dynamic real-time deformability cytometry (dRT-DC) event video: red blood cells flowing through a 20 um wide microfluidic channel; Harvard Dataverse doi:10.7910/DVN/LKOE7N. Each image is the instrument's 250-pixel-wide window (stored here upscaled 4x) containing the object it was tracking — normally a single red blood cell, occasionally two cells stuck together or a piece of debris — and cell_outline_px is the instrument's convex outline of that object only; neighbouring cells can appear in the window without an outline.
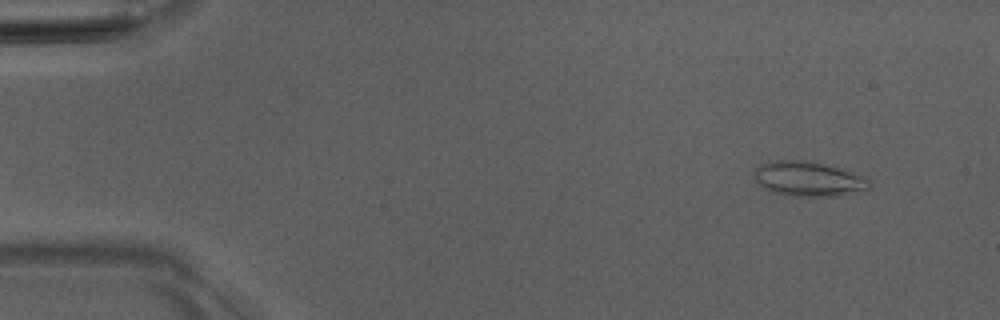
{"species": "Egyptian fruit bat (a non-hibernating species)", "species_latin": "Rousettus aegyptiacus", "temperature_condition": "room temperature", "stored_images_in_passage": 4, "camera_frame_rate_fps": 3000, "um_per_image_px": 0.085, "animal": {"sex": "male"}, "frame": {"image": 1, "passage_image": 1, "time_ms": 0.0, "image_size_px": [1000, 320], "cell_outline_px": [[872, 180], [868, 192], [836, 196], [796, 196], [776, 192], [764, 188], [756, 180], [752, 172], [756, 168], [764, 164], [780, 160], [804, 160], [832, 164], [868, 176]], "centroid_in_image_um": [68.9, 15.2], "position_along_channel_um": 16.1, "area_um2": 23.99}}